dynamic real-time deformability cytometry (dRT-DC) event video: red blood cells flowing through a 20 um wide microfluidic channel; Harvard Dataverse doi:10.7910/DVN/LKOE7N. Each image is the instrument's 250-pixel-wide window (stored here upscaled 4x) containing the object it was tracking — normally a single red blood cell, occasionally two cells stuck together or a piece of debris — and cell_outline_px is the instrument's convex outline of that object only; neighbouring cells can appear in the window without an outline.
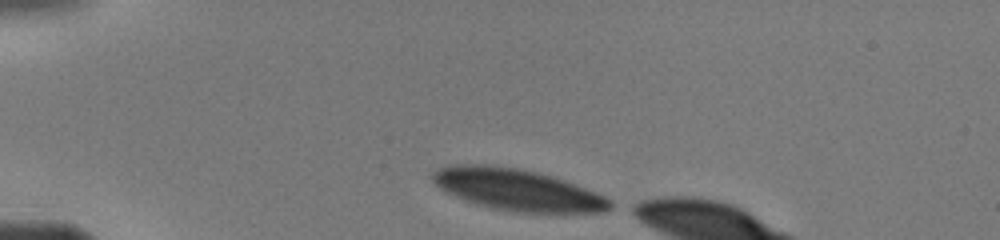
{"species": "human", "species_latin": "Homo sapiens", "temperature_condition": "warm", "stored_images_in_passage": 14, "camera_frame_rate_fps": 3000, "um_per_image_px": 0.085, "donor": {"sex": "male"}, "frame": {"image": 1, "passage_image": 1, "time_ms": 0.0, "image_size_px": [1000, 240], "cell_outline_px": [[612, 208], [604, 212], [516, 212], [492, 208], [476, 204], [444, 192], [432, 180], [432, 172], [440, 168], [452, 164], [488, 164], [516, 168], [536, 172], [552, 176], [564, 180], [596, 192], [612, 200]], "centroid_in_image_um": [43.96, 16.12], "position_along_channel_um": 41.0, "area_um2": 42.83}}
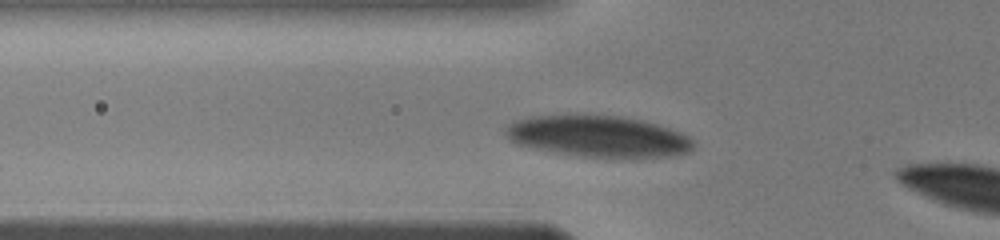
{"frame": {"image": 2, "passage_image": 11, "time_ms": 2.0, "image_size_px": [1000, 240], "cell_outline_px": [[692, 148], [688, 152], [668, 156], [584, 156], [536, 148], [516, 144], [508, 140], [504, 132], [504, 128], [508, 124], [516, 120], [528, 116], [568, 112], [588, 112], [644, 120], [680, 132], [688, 136], [692, 140]], "centroid_in_image_um": [50.73, 11.51], "position_along_channel_um": 75.1, "area_um2": 45.72}}